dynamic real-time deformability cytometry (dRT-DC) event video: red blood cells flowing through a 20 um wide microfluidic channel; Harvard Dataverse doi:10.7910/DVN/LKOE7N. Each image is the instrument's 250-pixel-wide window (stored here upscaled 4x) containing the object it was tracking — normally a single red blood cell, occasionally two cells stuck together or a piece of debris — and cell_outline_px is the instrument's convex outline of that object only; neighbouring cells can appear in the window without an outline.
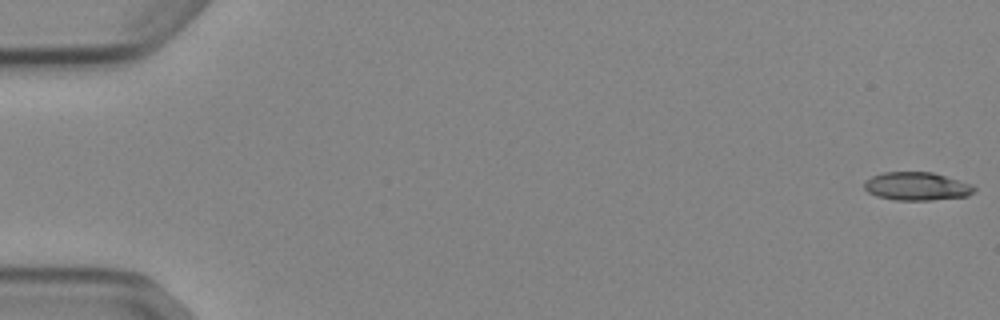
{"species": "Egyptian fruit bat (a non-hibernating species)", "species_latin": "Rousettus aegyptiacus", "temperature_condition": "cold", "stored_images_in_passage": 53, "camera_frame_rate_fps": 3000, "um_per_image_px": 0.085, "animal": {"sex": "female"}, "frame": {"image": 1, "passage_image": 1, "time_ms": 0.0, "image_size_px": [1000, 320], "cell_outline_px": [[976, 188], [968, 196], [932, 200], [896, 200], [876, 196], [868, 192], [864, 188], [864, 180], [872, 176], [884, 172], [932, 172], [972, 184]], "centroid_in_image_um": [77.9, 15.83], "position_along_channel_um": 7.1, "area_um2": 18.09}}
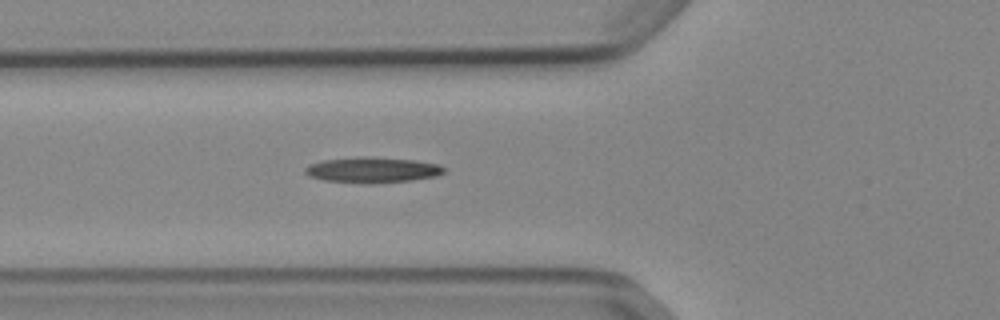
{"frame": {"image": 2, "passage_image": 20, "time_ms": 6.333, "image_size_px": [1000, 320], "cell_outline_px": [[444, 172], [436, 176], [412, 180], [372, 184], [364, 184], [324, 180], [308, 176], [304, 172], [304, 168], [308, 164], [324, 160], [360, 156], [368, 156], [416, 160], [440, 164], [444, 168]], "centroid_in_image_um": [31.63, 14.44], "position_along_channel_um": 94.2, "area_um2": 21.04}}
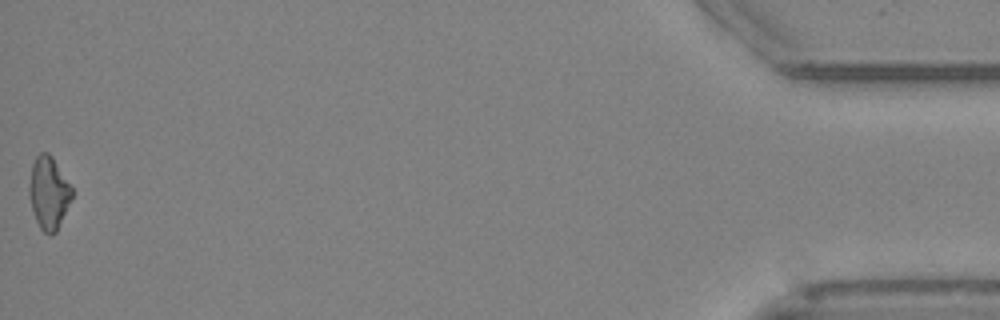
{"frame": {"image": 3, "passage_image": 53, "time_ms": 17.333, "image_size_px": [1000, 320], "cell_outline_px": [[72, 196], [56, 232], [52, 236], [48, 236], [40, 228], [36, 220], [28, 196], [28, 188], [32, 164], [36, 156], [40, 152], [48, 152], [52, 156], [72, 188]], "centroid_in_image_um": [4.11, 16.39], "position_along_channel_um": 431.1, "area_um2": 17.98}, "authors_computed_cell_mechanics": {"area_um2": 18.7272, "velocity_mm_per_s": 3.9027, "shape_relaxation_time_tau1_ms": 6.1027, "shape_relaxation_time_tau2_ms": null, "deformation_change_tau1": 0.15, "deformation_change_tau2": null}}